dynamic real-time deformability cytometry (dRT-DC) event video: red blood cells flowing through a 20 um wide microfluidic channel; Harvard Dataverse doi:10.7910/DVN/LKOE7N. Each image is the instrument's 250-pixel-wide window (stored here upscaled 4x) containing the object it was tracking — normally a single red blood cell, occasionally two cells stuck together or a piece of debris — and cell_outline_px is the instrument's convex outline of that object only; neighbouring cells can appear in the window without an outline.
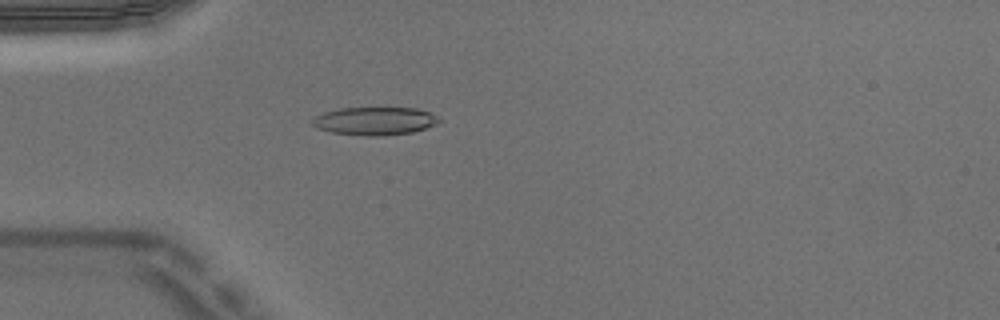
{"species": "Egyptian fruit bat (a non-hibernating species)", "species_latin": "Rousettus aegyptiacus", "temperature_condition": "warm", "stored_images_in_passage": 3, "camera_frame_rate_fps": 3000, "um_per_image_px": 0.085, "animal": {"sex": "male"}, "frame": {"image": 1, "passage_image": 3, "time_ms": 0.667, "image_size_px": [1000, 320], "cell_outline_px": [[440, 120], [436, 124], [412, 132], [384, 136], [364, 136], [332, 132], [316, 128], [312, 124], [312, 120], [316, 116], [324, 112], [340, 108], [416, 108], [428, 112], [436, 116]], "centroid_in_image_um": [31.82, 10.29], "position_along_channel_um": 53.2, "area_um2": 20.58}}